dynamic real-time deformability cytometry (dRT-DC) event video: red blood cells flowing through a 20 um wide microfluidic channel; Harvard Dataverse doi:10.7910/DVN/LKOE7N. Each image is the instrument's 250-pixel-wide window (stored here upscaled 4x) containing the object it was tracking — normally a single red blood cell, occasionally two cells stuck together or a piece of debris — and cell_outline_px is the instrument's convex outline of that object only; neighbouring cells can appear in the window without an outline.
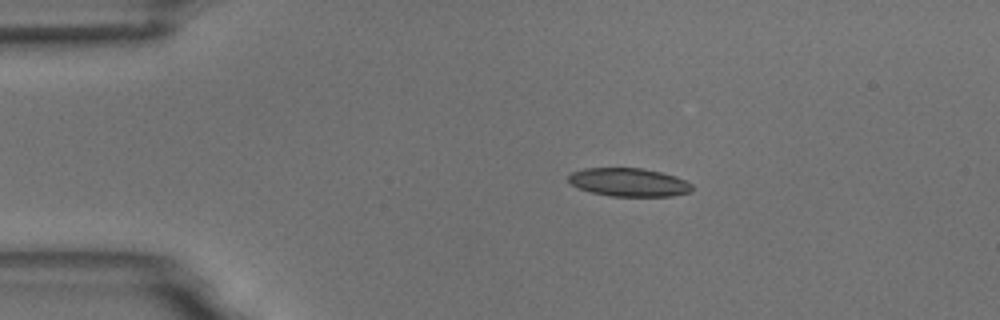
{"species": "common noctule bat (a hibernating species)", "species_latin": "Nyctalus noctula", "temperature_condition": "room temperature", "stored_images_in_passage": 9, "camera_frame_rate_fps": 3000, "um_per_image_px": 0.085, "animal": {"sex": "male", "body_mass_g": 18.8}, "frame": {"image": 1, "passage_image": 2, "time_ms": 2.0, "image_size_px": [1000, 320], "cell_outline_px": [[692, 192], [672, 196], [612, 196], [592, 192], [580, 188], [572, 184], [568, 180], [568, 176], [572, 172], [584, 168], [640, 168], [660, 172], [676, 176], [692, 184]], "centroid_in_image_um": [53.47, 15.49], "position_along_channel_um": 31.5, "area_um2": 20.29}}
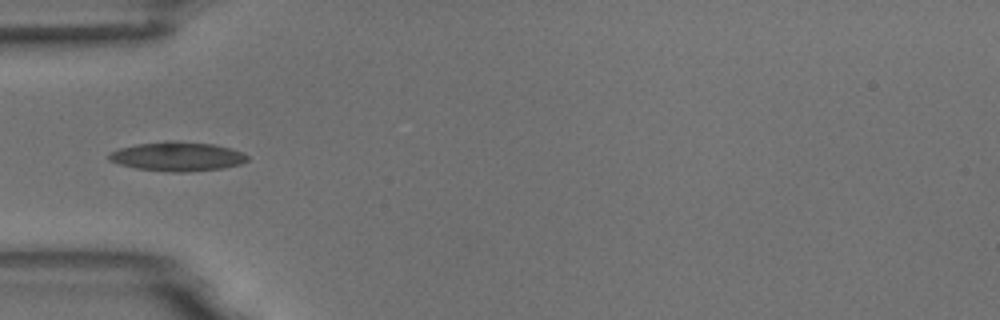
{"frame": {"image": 2, "passage_image": 4, "time_ms": 4.333, "image_size_px": [1000, 320], "cell_outline_px": [[248, 160], [240, 164], [220, 168], [188, 172], [172, 172], [136, 168], [120, 164], [108, 160], [108, 156], [112, 152], [120, 148], [136, 144], [164, 140], [176, 140], [212, 144], [232, 148], [244, 152], [248, 156]], "centroid_in_image_um": [15.09, 13.28], "position_along_channel_um": 69.9, "area_um2": 23.64}}
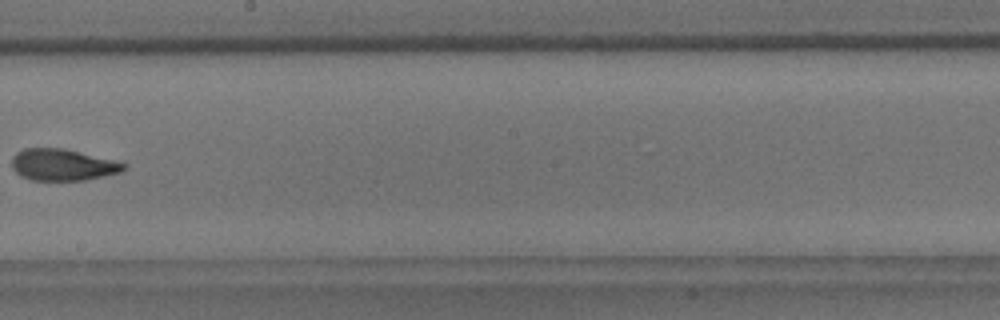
{"frame": {"image": 3, "passage_image": 8, "time_ms": 9.0, "image_size_px": [1000, 320], "cell_outline_px": [[128, 168], [120, 172], [104, 176], [84, 180], [32, 180], [20, 176], [12, 168], [12, 156], [16, 152], [24, 148], [64, 148], [128, 164]], "centroid_in_image_um": [5.31, 14.01], "position_along_channel_um": 242.9, "area_um2": 20.63}}